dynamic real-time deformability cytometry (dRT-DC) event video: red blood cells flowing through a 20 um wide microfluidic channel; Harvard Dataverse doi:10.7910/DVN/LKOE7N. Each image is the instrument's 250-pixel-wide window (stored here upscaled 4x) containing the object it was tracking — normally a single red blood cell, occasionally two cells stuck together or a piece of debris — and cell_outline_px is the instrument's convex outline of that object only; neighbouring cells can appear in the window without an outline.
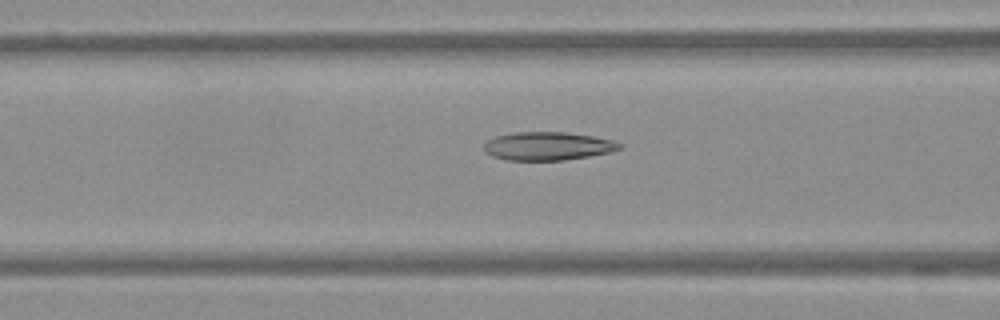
{"species": "Egyptian fruit bat (a non-hibernating species)", "species_latin": "Rousettus aegyptiacus", "temperature_condition": "warm", "stored_images_in_passage": 56, "camera_frame_rate_fps": 3000, "um_per_image_px": 0.085, "frame": {"image": 1, "passage_image": 23, "time_ms": 7.333, "image_size_px": [1000, 320], "cell_outline_px": [[624, 148], [612, 152], [564, 160], [504, 160], [492, 156], [484, 152], [484, 144], [488, 140], [496, 136], [512, 132], [564, 132], [592, 136], [612, 140], [624, 144]], "centroid_in_image_um": [46.57, 12.42], "position_along_channel_um": 120.0, "area_um2": 22.54}}
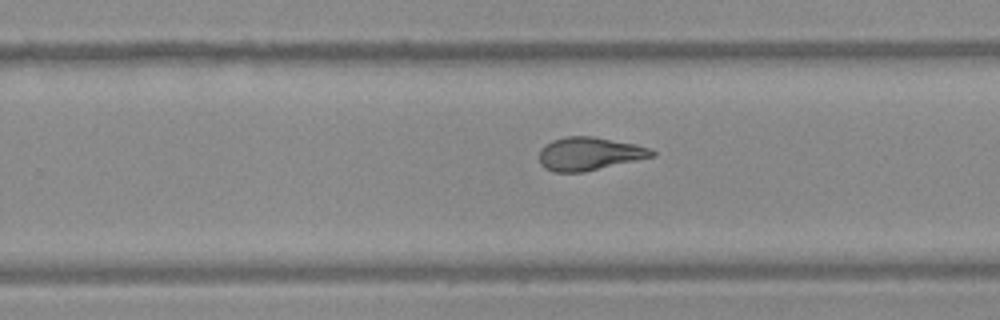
{"frame": {"image": 2, "passage_image": 36, "time_ms": 11.667, "image_size_px": [1000, 320], "cell_outline_px": [[656, 156], [584, 172], [552, 172], [544, 168], [540, 164], [540, 148], [552, 140], [568, 136], [592, 136], [636, 144], [648, 148], [656, 152]], "centroid_in_image_um": [50.08, 13.07], "position_along_channel_um": 279.7, "area_um2": 21.85}}
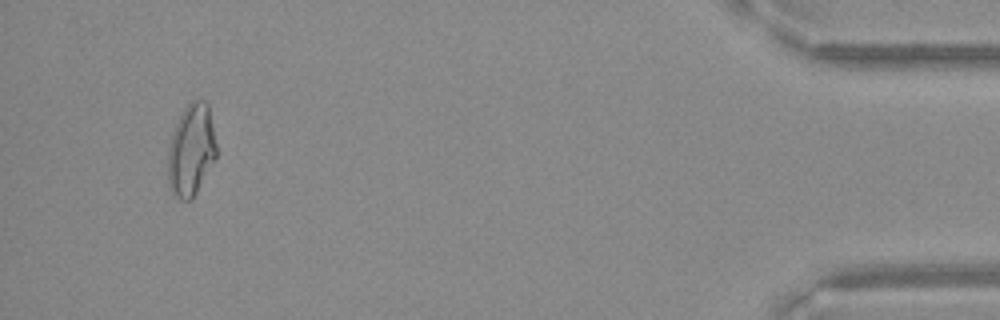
{"frame": {"image": 3, "passage_image": 53, "time_ms": 17.333, "image_size_px": [1000, 320], "cell_outline_px": [[216, 160], [192, 200], [180, 200], [172, 192], [168, 184], [168, 148], [172, 132], [180, 112], [192, 100], [204, 100], [208, 104], [216, 144]], "centroid_in_image_um": [16.25, 12.77], "position_along_channel_um": 419.0, "area_um2": 26.24}}